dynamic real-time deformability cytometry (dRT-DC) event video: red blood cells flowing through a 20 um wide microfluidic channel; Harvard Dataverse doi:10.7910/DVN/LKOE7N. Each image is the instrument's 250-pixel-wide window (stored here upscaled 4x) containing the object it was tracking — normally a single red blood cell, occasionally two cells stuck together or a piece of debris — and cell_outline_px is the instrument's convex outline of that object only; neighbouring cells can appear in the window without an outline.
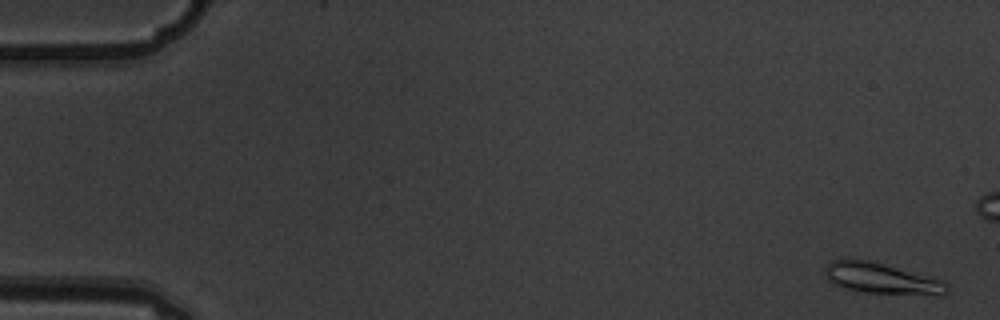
{"species": "common noctule bat (a hibernating species)", "species_latin": "Nyctalus noctula", "temperature_condition": "warm", "stored_images_in_passage": 7, "camera_frame_rate_fps": 3000, "um_per_image_px": 0.085, "animal": {"sex": "male", "body_mass_g": 19.5, "forearm_length_mm": 54.6}, "frame": {"image": 1, "passage_image": 1, "time_ms": 0.0, "image_size_px": [1000, 320], "cell_outline_px": [[948, 288], [940, 296], [936, 296], [864, 292], [832, 284], [824, 276], [824, 268], [832, 260], [868, 260], [932, 276], [940, 280]], "centroid_in_image_um": [74.93, 23.68], "position_along_channel_um": 10.1, "area_um2": 21.85}}
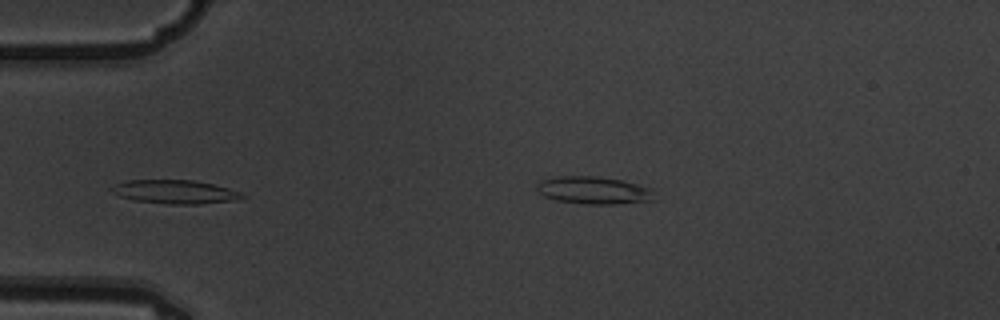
{"frame": {"image": 2, "passage_image": 6, "time_ms": 1.667, "image_size_px": [1000, 320], "cell_outline_px": [[248, 196], [236, 200], [200, 204], [168, 204], [136, 200], [120, 196], [112, 192], [108, 188], [116, 184], [128, 180], [192, 180], [212, 184], [228, 188], [240, 192]], "centroid_in_image_um": [14.89, 16.31], "position_along_channel_um": 70.1, "area_um2": 17.92}}